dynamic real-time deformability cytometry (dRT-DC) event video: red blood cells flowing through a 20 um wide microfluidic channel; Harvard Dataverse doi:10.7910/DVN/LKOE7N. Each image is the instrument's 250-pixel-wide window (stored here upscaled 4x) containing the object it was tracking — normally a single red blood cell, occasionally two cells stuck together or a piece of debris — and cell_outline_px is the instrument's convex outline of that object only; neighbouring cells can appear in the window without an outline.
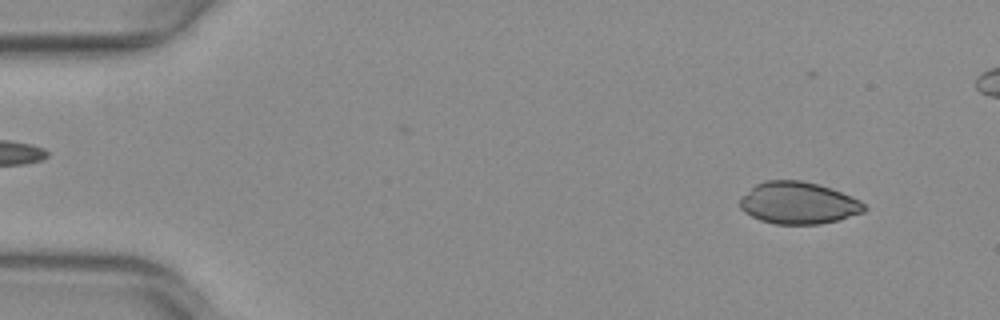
{"species": "common noctule bat (a hibernating species)", "species_latin": "Nyctalus noctula", "temperature_condition": "warm", "stored_images_in_passage": 44, "camera_frame_rate_fps": 3000, "um_per_image_px": 0.085, "animal": {"sex": "female", "body_mass_g": 29.2, "forearm_length_mm": 56.3}, "frame": {"image": 1, "passage_image": 4, "time_ms": 1.0, "image_size_px": [1000, 320], "cell_outline_px": [[868, 208], [864, 212], [840, 220], [820, 224], [776, 224], [760, 220], [744, 212], [740, 208], [740, 196], [756, 184], [764, 180], [800, 180], [832, 188], [860, 200]], "centroid_in_image_um": [67.86, 17.25], "position_along_channel_um": 17.1, "area_um2": 30.63}}
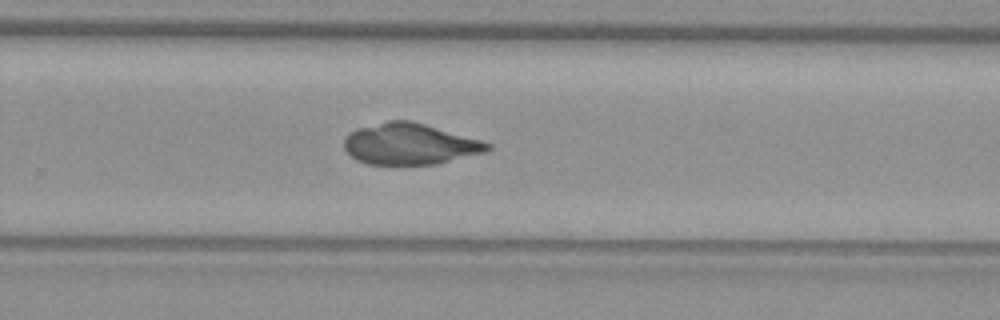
{"frame": {"image": 2, "passage_image": 33, "time_ms": 10.667, "image_size_px": [1000, 320], "cell_outline_px": [[492, 148], [484, 152], [436, 164], [368, 164], [356, 160], [344, 148], [344, 136], [348, 132], [356, 128], [388, 120], [412, 120], [480, 140], [492, 144]], "centroid_in_image_um": [34.79, 12.22], "position_along_channel_um": 295.0, "area_um2": 34.39}}
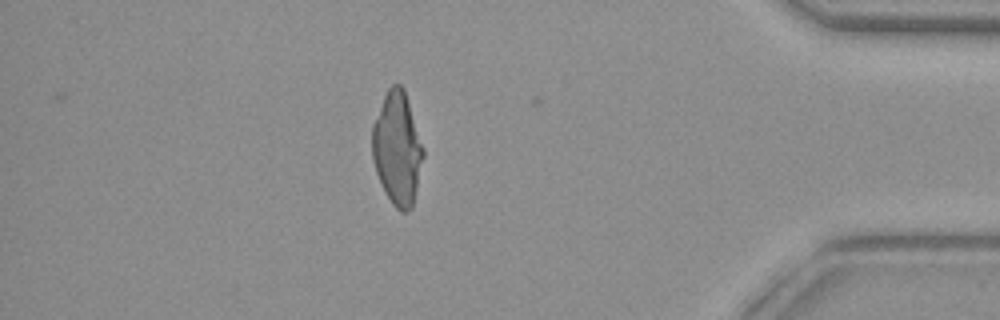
{"frame": {"image": 3, "passage_image": 44, "time_ms": 14.333, "image_size_px": [1000, 320], "cell_outline_px": [[424, 156], [412, 208], [404, 212], [400, 212], [392, 204], [384, 192], [376, 172], [372, 156], [372, 124], [384, 96], [388, 88], [392, 84], [400, 84], [404, 88], [424, 148]], "centroid_in_image_um": [33.77, 12.63], "position_along_channel_um": 401.4, "area_um2": 33.7}}